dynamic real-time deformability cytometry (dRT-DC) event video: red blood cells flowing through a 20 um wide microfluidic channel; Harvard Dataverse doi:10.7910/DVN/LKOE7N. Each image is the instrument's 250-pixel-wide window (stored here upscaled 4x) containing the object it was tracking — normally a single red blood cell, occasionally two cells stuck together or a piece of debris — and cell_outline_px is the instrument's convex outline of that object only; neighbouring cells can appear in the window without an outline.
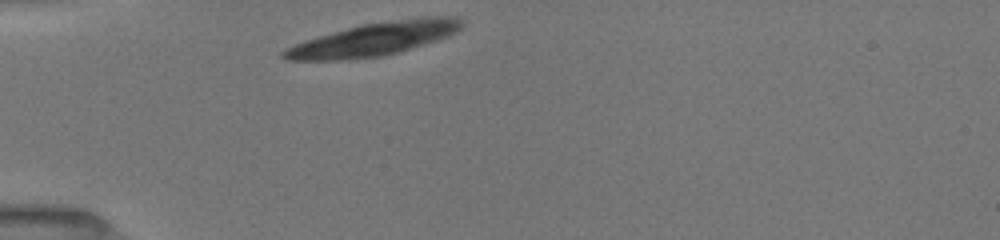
{"species": "common noctule bat (a hibernating species)", "species_latin": "Nyctalus noctula", "temperature_condition": "room temperature", "stored_images_in_passage": 7, "camera_frame_rate_fps": 3000, "um_per_image_px": 0.085, "animal": {"sex": "female", "body_mass_g": 19.5, "forearm_length_mm": 54.1}, "frame": {"image": 1, "passage_image": 1, "time_ms": 0.0, "image_size_px": [1000, 240], "cell_outline_px": [[464, 24], [456, 32], [448, 36], [436, 40], [384, 56], [340, 60], [288, 60], [280, 56], [280, 52], [304, 40], [348, 28], [364, 24], [436, 16], [448, 16], [460, 20]], "centroid_in_image_um": [31.75, 3.35], "position_along_channel_um": 53.3, "area_um2": 33.47}}